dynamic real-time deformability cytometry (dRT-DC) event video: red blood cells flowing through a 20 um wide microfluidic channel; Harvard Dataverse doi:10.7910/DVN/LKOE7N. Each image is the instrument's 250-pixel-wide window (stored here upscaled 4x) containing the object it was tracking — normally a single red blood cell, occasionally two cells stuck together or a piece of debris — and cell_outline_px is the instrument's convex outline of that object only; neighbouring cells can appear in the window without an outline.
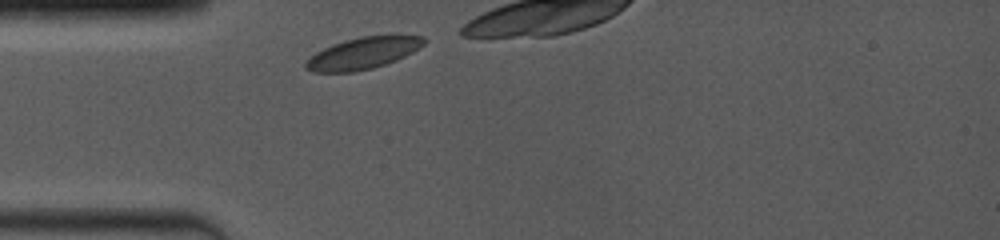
{"species": "common noctule bat (a hibernating species)", "species_latin": "Nyctalus noctula", "temperature_condition": "room temperature", "stored_images_in_passage": 5, "camera_frame_rate_fps": 4000, "um_per_image_px": 0.085, "animal": {"sex": "female", "body_mass_g": 19.0, "forearm_length_mm": 53.3}, "frame": {"image": 1, "passage_image": 1, "time_ms": 0.0, "image_size_px": [1000, 240], "cell_outline_px": [[424, 44], [420, 48], [396, 60], [372, 68], [352, 72], [312, 72], [304, 68], [304, 64], [316, 52], [332, 44], [344, 40], [360, 36], [392, 32], [424, 36]], "centroid_in_image_um": [30.92, 4.46], "position_along_channel_um": 54.1, "area_um2": 22.43}}